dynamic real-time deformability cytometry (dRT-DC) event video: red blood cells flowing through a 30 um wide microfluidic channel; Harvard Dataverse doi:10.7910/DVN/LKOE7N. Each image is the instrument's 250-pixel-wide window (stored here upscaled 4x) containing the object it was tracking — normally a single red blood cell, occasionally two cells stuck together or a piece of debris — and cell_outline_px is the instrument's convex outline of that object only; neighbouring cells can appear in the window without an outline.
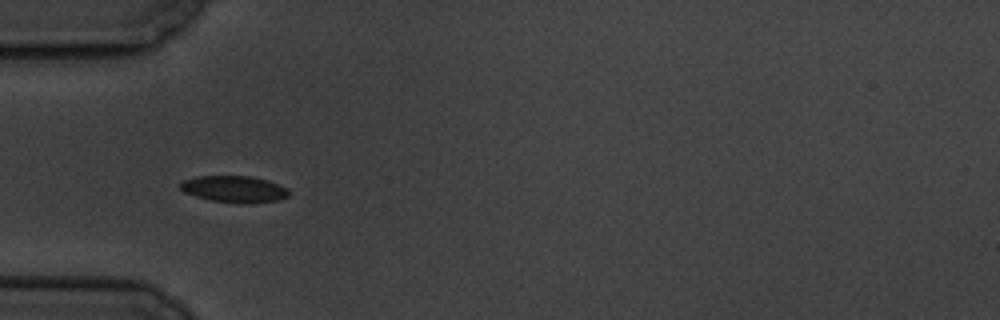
{"species": "common noctule bat (a hibernating species)", "species_latin": "Nyctalus noctula", "temperature_condition": "cold", "stored_images_in_passage": 8, "camera_frame_rate_fps": 3000, "um_per_image_px": 0.085, "animal": {"sex": "male", "body_mass_g": 19.5, "forearm_length_mm": 54.6}, "frame": {"image": 1, "passage_image": 5, "time_ms": 4.667, "image_size_px": [1000, 320], "cell_outline_px": [[288, 196], [280, 200], [212, 200], [196, 196], [184, 192], [180, 188], [180, 184], [184, 180], [196, 176], [252, 176], [268, 180], [288, 188]], "centroid_in_image_um": [19.88, 16.0], "position_along_channel_um": 65.1, "area_um2": 15.84}}
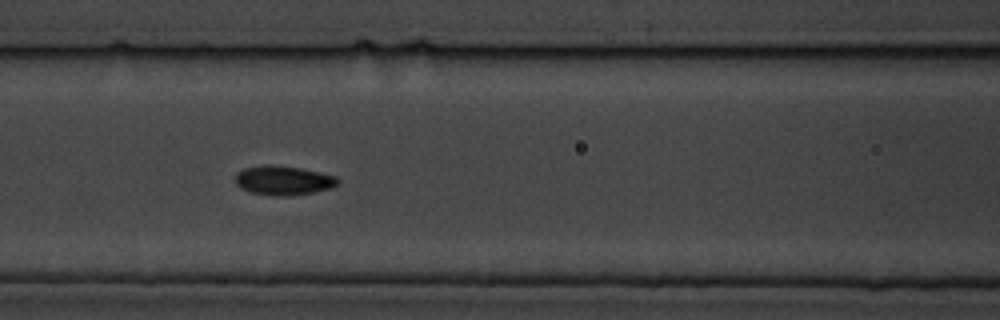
{"frame": {"image": 2, "passage_image": 7, "time_ms": 7.0, "image_size_px": [1000, 320], "cell_outline_px": [[340, 184], [328, 188], [312, 192], [292, 196], [272, 196], [252, 192], [240, 188], [236, 184], [236, 172], [244, 168], [264, 164], [272, 164], [300, 168], [320, 172], [336, 176], [340, 180]], "centroid_in_image_um": [24.08, 15.33], "position_along_channel_um": 142.5, "area_um2": 17.63}}
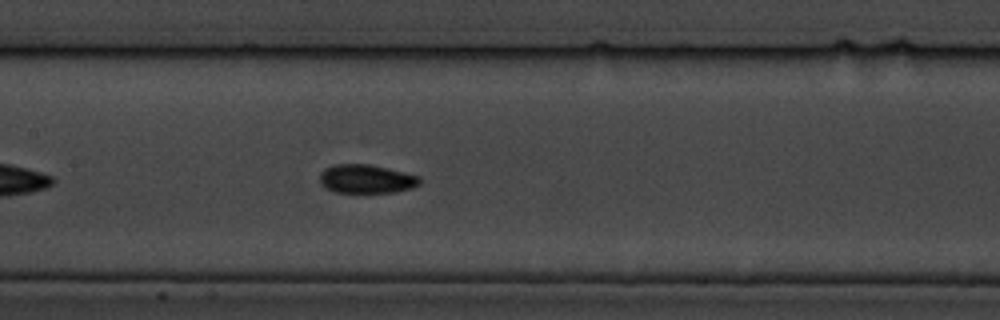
{"frame": {"image": 3, "passage_image": 8, "time_ms": 8.0, "image_size_px": [1000, 320], "cell_outline_px": [[420, 184], [412, 188], [396, 192], [336, 192], [324, 188], [320, 184], [320, 172], [324, 168], [332, 164], [368, 164], [388, 168], [420, 176]], "centroid_in_image_um": [31.11, 15.2], "position_along_channel_um": 176.3, "area_um2": 16.88}}